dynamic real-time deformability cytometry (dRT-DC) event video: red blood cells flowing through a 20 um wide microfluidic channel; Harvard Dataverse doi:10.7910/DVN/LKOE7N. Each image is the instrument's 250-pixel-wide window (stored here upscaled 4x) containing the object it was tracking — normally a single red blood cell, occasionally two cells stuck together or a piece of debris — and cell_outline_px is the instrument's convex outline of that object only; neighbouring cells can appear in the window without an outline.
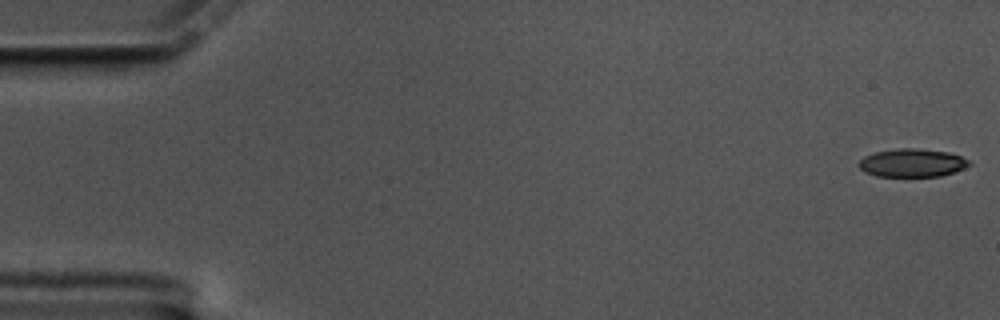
{"species": "common noctule bat (a hibernating species)", "species_latin": "Nyctalus noctula", "temperature_condition": "cold", "stored_images_in_passage": 59, "camera_frame_rate_fps": 3000, "um_per_image_px": 0.085, "animal": {"sex": "male", "body_mass_g": 17.5, "forearm_length_mm": 52.3}, "frame": {"image": 1, "passage_image": 1, "time_ms": 0.0, "image_size_px": [1000, 320], "cell_outline_px": [[972, 164], [964, 168], [940, 176], [876, 176], [864, 172], [856, 164], [864, 156], [876, 152], [900, 148], [916, 148], [948, 152], [960, 156], [968, 160]], "centroid_in_image_um": [77.5, 13.84], "position_along_channel_um": 7.5, "area_um2": 18.03}}
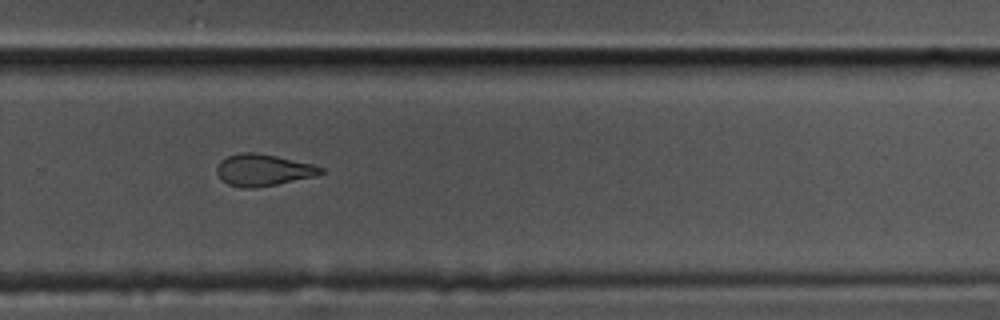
{"frame": {"image": 2, "passage_image": 40, "time_ms": 13.0, "image_size_px": [1000, 320], "cell_outline_px": [[324, 172], [316, 176], [276, 184], [252, 188], [244, 188], [228, 184], [220, 180], [216, 172], [216, 168], [220, 160], [228, 156], [240, 152], [256, 152], [276, 156], [312, 164], [324, 168]], "centroid_in_image_um": [22.34, 14.45], "position_along_channel_um": 307.5, "area_um2": 19.25}}
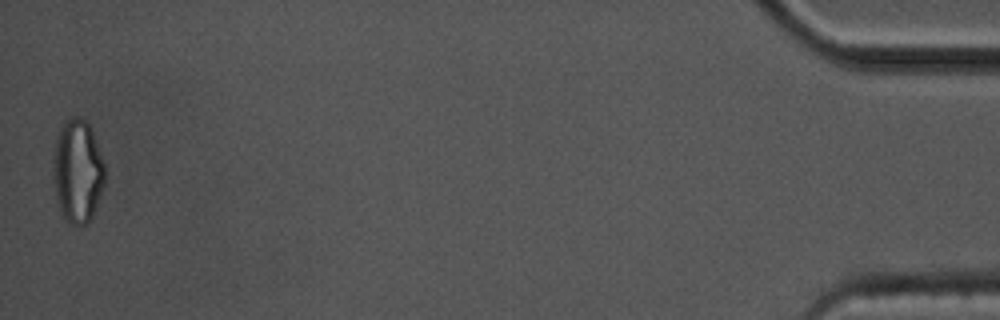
{"frame": {"image": 3, "passage_image": 59, "time_ms": 19.333, "image_size_px": [1000, 320], "cell_outline_px": [[104, 184], [92, 216], [88, 224], [80, 228], [72, 224], [64, 216], [60, 208], [56, 196], [52, 176], [52, 172], [56, 136], [60, 128], [72, 116], [76, 116], [84, 120], [88, 124], [92, 132], [104, 164]], "centroid_in_image_um": [6.58, 14.58], "position_along_channel_um": 428.6, "area_um2": 30.81}, "authors_computed_cell_mechanics": {"area_um2": 20.0566, "velocity_mm_per_s": 3.3831, "shape_relaxation_time_tau1_ms": null, "shape_relaxation_time_tau2_ms": 3.8357, "deformation_change_tau1": null, "deformation_change_tau2": 0.1037}}